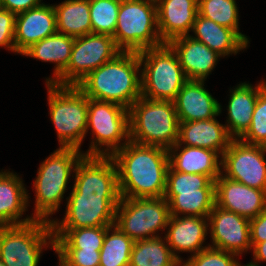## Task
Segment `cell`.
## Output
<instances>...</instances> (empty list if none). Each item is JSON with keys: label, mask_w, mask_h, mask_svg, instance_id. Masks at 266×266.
<instances>
[{"label": "cell", "mask_w": 266, "mask_h": 266, "mask_svg": "<svg viewBox=\"0 0 266 266\" xmlns=\"http://www.w3.org/2000/svg\"><path fill=\"white\" fill-rule=\"evenodd\" d=\"M73 189L67 197L62 221L51 228L111 226L120 201L118 171L111 156H83L76 168Z\"/></svg>", "instance_id": "1"}, {"label": "cell", "mask_w": 266, "mask_h": 266, "mask_svg": "<svg viewBox=\"0 0 266 266\" xmlns=\"http://www.w3.org/2000/svg\"><path fill=\"white\" fill-rule=\"evenodd\" d=\"M118 171L121 198L164 197L168 150L128 141L111 156Z\"/></svg>", "instance_id": "2"}, {"label": "cell", "mask_w": 266, "mask_h": 266, "mask_svg": "<svg viewBox=\"0 0 266 266\" xmlns=\"http://www.w3.org/2000/svg\"><path fill=\"white\" fill-rule=\"evenodd\" d=\"M141 69L138 53L121 51L76 86L90 99L112 102L129 110L141 97Z\"/></svg>", "instance_id": "3"}, {"label": "cell", "mask_w": 266, "mask_h": 266, "mask_svg": "<svg viewBox=\"0 0 266 266\" xmlns=\"http://www.w3.org/2000/svg\"><path fill=\"white\" fill-rule=\"evenodd\" d=\"M83 156L84 153L76 148L59 147L40 164L33 183L36 194L34 214L32 213L34 219L52 221L49 216L58 211L71 172H75Z\"/></svg>", "instance_id": "4"}, {"label": "cell", "mask_w": 266, "mask_h": 266, "mask_svg": "<svg viewBox=\"0 0 266 266\" xmlns=\"http://www.w3.org/2000/svg\"><path fill=\"white\" fill-rule=\"evenodd\" d=\"M129 111L131 141L167 150L177 143L180 122L174 102L141 96Z\"/></svg>", "instance_id": "5"}, {"label": "cell", "mask_w": 266, "mask_h": 266, "mask_svg": "<svg viewBox=\"0 0 266 266\" xmlns=\"http://www.w3.org/2000/svg\"><path fill=\"white\" fill-rule=\"evenodd\" d=\"M50 119L60 148L81 150L87 134L88 97L76 85L47 83Z\"/></svg>", "instance_id": "6"}, {"label": "cell", "mask_w": 266, "mask_h": 266, "mask_svg": "<svg viewBox=\"0 0 266 266\" xmlns=\"http://www.w3.org/2000/svg\"><path fill=\"white\" fill-rule=\"evenodd\" d=\"M141 67V96L174 101L187 78L176 52L168 43L138 53Z\"/></svg>", "instance_id": "7"}, {"label": "cell", "mask_w": 266, "mask_h": 266, "mask_svg": "<svg viewBox=\"0 0 266 266\" xmlns=\"http://www.w3.org/2000/svg\"><path fill=\"white\" fill-rule=\"evenodd\" d=\"M112 37L123 52L139 53L164 44L158 30L157 6L144 0H121Z\"/></svg>", "instance_id": "8"}, {"label": "cell", "mask_w": 266, "mask_h": 266, "mask_svg": "<svg viewBox=\"0 0 266 266\" xmlns=\"http://www.w3.org/2000/svg\"><path fill=\"white\" fill-rule=\"evenodd\" d=\"M43 247L55 250L50 222L0 226V260L6 266H38Z\"/></svg>", "instance_id": "9"}, {"label": "cell", "mask_w": 266, "mask_h": 266, "mask_svg": "<svg viewBox=\"0 0 266 266\" xmlns=\"http://www.w3.org/2000/svg\"><path fill=\"white\" fill-rule=\"evenodd\" d=\"M89 129L93 138L84 155L112 156L130 141V111L112 102L88 98L87 132Z\"/></svg>", "instance_id": "10"}, {"label": "cell", "mask_w": 266, "mask_h": 266, "mask_svg": "<svg viewBox=\"0 0 266 266\" xmlns=\"http://www.w3.org/2000/svg\"><path fill=\"white\" fill-rule=\"evenodd\" d=\"M169 203L164 197L120 198L115 223L133 241L161 236L170 218Z\"/></svg>", "instance_id": "11"}, {"label": "cell", "mask_w": 266, "mask_h": 266, "mask_svg": "<svg viewBox=\"0 0 266 266\" xmlns=\"http://www.w3.org/2000/svg\"><path fill=\"white\" fill-rule=\"evenodd\" d=\"M120 52L110 35L90 33L76 37L70 62L53 84L77 85L90 72L112 60Z\"/></svg>", "instance_id": "12"}, {"label": "cell", "mask_w": 266, "mask_h": 266, "mask_svg": "<svg viewBox=\"0 0 266 266\" xmlns=\"http://www.w3.org/2000/svg\"><path fill=\"white\" fill-rule=\"evenodd\" d=\"M265 153V146L233 139L221 156L222 175L249 187L266 190Z\"/></svg>", "instance_id": "13"}, {"label": "cell", "mask_w": 266, "mask_h": 266, "mask_svg": "<svg viewBox=\"0 0 266 266\" xmlns=\"http://www.w3.org/2000/svg\"><path fill=\"white\" fill-rule=\"evenodd\" d=\"M212 245L217 249L242 255L251 250L250 220L214 205L208 216Z\"/></svg>", "instance_id": "14"}, {"label": "cell", "mask_w": 266, "mask_h": 266, "mask_svg": "<svg viewBox=\"0 0 266 266\" xmlns=\"http://www.w3.org/2000/svg\"><path fill=\"white\" fill-rule=\"evenodd\" d=\"M215 205L250 220L266 209V190L233 181L221 173L215 180Z\"/></svg>", "instance_id": "15"}, {"label": "cell", "mask_w": 266, "mask_h": 266, "mask_svg": "<svg viewBox=\"0 0 266 266\" xmlns=\"http://www.w3.org/2000/svg\"><path fill=\"white\" fill-rule=\"evenodd\" d=\"M165 239L173 255L182 263L180 252H190L195 255L205 248L203 246L208 234V217L175 216L171 215L168 221Z\"/></svg>", "instance_id": "16"}, {"label": "cell", "mask_w": 266, "mask_h": 266, "mask_svg": "<svg viewBox=\"0 0 266 266\" xmlns=\"http://www.w3.org/2000/svg\"><path fill=\"white\" fill-rule=\"evenodd\" d=\"M57 32L53 5L42 4L16 15L15 53L22 54L31 45Z\"/></svg>", "instance_id": "17"}, {"label": "cell", "mask_w": 266, "mask_h": 266, "mask_svg": "<svg viewBox=\"0 0 266 266\" xmlns=\"http://www.w3.org/2000/svg\"><path fill=\"white\" fill-rule=\"evenodd\" d=\"M205 80H187L174 102L179 122L208 120L219 116L221 104L204 88Z\"/></svg>", "instance_id": "18"}, {"label": "cell", "mask_w": 266, "mask_h": 266, "mask_svg": "<svg viewBox=\"0 0 266 266\" xmlns=\"http://www.w3.org/2000/svg\"><path fill=\"white\" fill-rule=\"evenodd\" d=\"M176 52L187 80H205L220 56L190 35L177 37L168 43Z\"/></svg>", "instance_id": "19"}, {"label": "cell", "mask_w": 266, "mask_h": 266, "mask_svg": "<svg viewBox=\"0 0 266 266\" xmlns=\"http://www.w3.org/2000/svg\"><path fill=\"white\" fill-rule=\"evenodd\" d=\"M198 14V0H163L157 6L158 30L163 43L190 35Z\"/></svg>", "instance_id": "20"}, {"label": "cell", "mask_w": 266, "mask_h": 266, "mask_svg": "<svg viewBox=\"0 0 266 266\" xmlns=\"http://www.w3.org/2000/svg\"><path fill=\"white\" fill-rule=\"evenodd\" d=\"M232 140L225 124L219 123L216 117L179 123L177 144L181 146L206 148L222 156Z\"/></svg>", "instance_id": "21"}, {"label": "cell", "mask_w": 266, "mask_h": 266, "mask_svg": "<svg viewBox=\"0 0 266 266\" xmlns=\"http://www.w3.org/2000/svg\"><path fill=\"white\" fill-rule=\"evenodd\" d=\"M264 89V80L256 86L244 82L230 89L225 126L233 139H240L249 129L258 95Z\"/></svg>", "instance_id": "22"}, {"label": "cell", "mask_w": 266, "mask_h": 266, "mask_svg": "<svg viewBox=\"0 0 266 266\" xmlns=\"http://www.w3.org/2000/svg\"><path fill=\"white\" fill-rule=\"evenodd\" d=\"M220 156L210 149L186 145L181 147L177 143L168 150L169 166L174 171L206 175L213 181L222 173Z\"/></svg>", "instance_id": "23"}, {"label": "cell", "mask_w": 266, "mask_h": 266, "mask_svg": "<svg viewBox=\"0 0 266 266\" xmlns=\"http://www.w3.org/2000/svg\"><path fill=\"white\" fill-rule=\"evenodd\" d=\"M7 171V172H6ZM22 178L8 170L0 172V226L27 224L33 216L20 219L29 205Z\"/></svg>", "instance_id": "24"}, {"label": "cell", "mask_w": 266, "mask_h": 266, "mask_svg": "<svg viewBox=\"0 0 266 266\" xmlns=\"http://www.w3.org/2000/svg\"><path fill=\"white\" fill-rule=\"evenodd\" d=\"M192 32L193 39L202 42L211 50L225 57L246 49L248 44L233 30L207 19L199 14L196 16Z\"/></svg>", "instance_id": "25"}, {"label": "cell", "mask_w": 266, "mask_h": 266, "mask_svg": "<svg viewBox=\"0 0 266 266\" xmlns=\"http://www.w3.org/2000/svg\"><path fill=\"white\" fill-rule=\"evenodd\" d=\"M74 40L75 37L56 32L31 45L22 55L41 60L42 62L54 63V76L46 78V84L53 83L70 62Z\"/></svg>", "instance_id": "26"}, {"label": "cell", "mask_w": 266, "mask_h": 266, "mask_svg": "<svg viewBox=\"0 0 266 266\" xmlns=\"http://www.w3.org/2000/svg\"><path fill=\"white\" fill-rule=\"evenodd\" d=\"M53 7L57 32L75 38L92 33L89 0H65Z\"/></svg>", "instance_id": "27"}, {"label": "cell", "mask_w": 266, "mask_h": 266, "mask_svg": "<svg viewBox=\"0 0 266 266\" xmlns=\"http://www.w3.org/2000/svg\"><path fill=\"white\" fill-rule=\"evenodd\" d=\"M162 238L158 236L134 241L129 266H181L165 237Z\"/></svg>", "instance_id": "28"}, {"label": "cell", "mask_w": 266, "mask_h": 266, "mask_svg": "<svg viewBox=\"0 0 266 266\" xmlns=\"http://www.w3.org/2000/svg\"><path fill=\"white\" fill-rule=\"evenodd\" d=\"M107 226L52 228L55 249L101 250Z\"/></svg>", "instance_id": "29"}, {"label": "cell", "mask_w": 266, "mask_h": 266, "mask_svg": "<svg viewBox=\"0 0 266 266\" xmlns=\"http://www.w3.org/2000/svg\"><path fill=\"white\" fill-rule=\"evenodd\" d=\"M133 244L134 241L117 226H107L99 266H129Z\"/></svg>", "instance_id": "30"}, {"label": "cell", "mask_w": 266, "mask_h": 266, "mask_svg": "<svg viewBox=\"0 0 266 266\" xmlns=\"http://www.w3.org/2000/svg\"><path fill=\"white\" fill-rule=\"evenodd\" d=\"M215 205V189L179 192L170 202V215L208 217Z\"/></svg>", "instance_id": "31"}, {"label": "cell", "mask_w": 266, "mask_h": 266, "mask_svg": "<svg viewBox=\"0 0 266 266\" xmlns=\"http://www.w3.org/2000/svg\"><path fill=\"white\" fill-rule=\"evenodd\" d=\"M198 14L219 25L233 29L247 44V36L239 32L236 0H198Z\"/></svg>", "instance_id": "32"}, {"label": "cell", "mask_w": 266, "mask_h": 266, "mask_svg": "<svg viewBox=\"0 0 266 266\" xmlns=\"http://www.w3.org/2000/svg\"><path fill=\"white\" fill-rule=\"evenodd\" d=\"M199 189H215V181L202 174L177 172L169 166L164 194L168 203L179 192H199Z\"/></svg>", "instance_id": "33"}, {"label": "cell", "mask_w": 266, "mask_h": 266, "mask_svg": "<svg viewBox=\"0 0 266 266\" xmlns=\"http://www.w3.org/2000/svg\"><path fill=\"white\" fill-rule=\"evenodd\" d=\"M121 0H89L92 33L113 36Z\"/></svg>", "instance_id": "34"}, {"label": "cell", "mask_w": 266, "mask_h": 266, "mask_svg": "<svg viewBox=\"0 0 266 266\" xmlns=\"http://www.w3.org/2000/svg\"><path fill=\"white\" fill-rule=\"evenodd\" d=\"M240 140L266 147V89L258 95L250 127Z\"/></svg>", "instance_id": "35"}, {"label": "cell", "mask_w": 266, "mask_h": 266, "mask_svg": "<svg viewBox=\"0 0 266 266\" xmlns=\"http://www.w3.org/2000/svg\"><path fill=\"white\" fill-rule=\"evenodd\" d=\"M237 254L214 247H207L201 252L191 255L181 266H235ZM236 258V259H235Z\"/></svg>", "instance_id": "36"}, {"label": "cell", "mask_w": 266, "mask_h": 266, "mask_svg": "<svg viewBox=\"0 0 266 266\" xmlns=\"http://www.w3.org/2000/svg\"><path fill=\"white\" fill-rule=\"evenodd\" d=\"M64 266H99L100 250L55 249Z\"/></svg>", "instance_id": "37"}, {"label": "cell", "mask_w": 266, "mask_h": 266, "mask_svg": "<svg viewBox=\"0 0 266 266\" xmlns=\"http://www.w3.org/2000/svg\"><path fill=\"white\" fill-rule=\"evenodd\" d=\"M16 14L6 9L0 11V47H5L15 53Z\"/></svg>", "instance_id": "38"}, {"label": "cell", "mask_w": 266, "mask_h": 266, "mask_svg": "<svg viewBox=\"0 0 266 266\" xmlns=\"http://www.w3.org/2000/svg\"><path fill=\"white\" fill-rule=\"evenodd\" d=\"M251 247L266 240V209L250 219Z\"/></svg>", "instance_id": "39"}, {"label": "cell", "mask_w": 266, "mask_h": 266, "mask_svg": "<svg viewBox=\"0 0 266 266\" xmlns=\"http://www.w3.org/2000/svg\"><path fill=\"white\" fill-rule=\"evenodd\" d=\"M42 0H1L2 8L14 14L25 12L42 5Z\"/></svg>", "instance_id": "40"}, {"label": "cell", "mask_w": 266, "mask_h": 266, "mask_svg": "<svg viewBox=\"0 0 266 266\" xmlns=\"http://www.w3.org/2000/svg\"><path fill=\"white\" fill-rule=\"evenodd\" d=\"M252 251H253V257H254V261L251 260L250 262L260 266L259 263L262 262H266V240L260 243H256L253 247H252Z\"/></svg>", "instance_id": "41"}, {"label": "cell", "mask_w": 266, "mask_h": 266, "mask_svg": "<svg viewBox=\"0 0 266 266\" xmlns=\"http://www.w3.org/2000/svg\"><path fill=\"white\" fill-rule=\"evenodd\" d=\"M144 1L158 6L163 0H144Z\"/></svg>", "instance_id": "42"}, {"label": "cell", "mask_w": 266, "mask_h": 266, "mask_svg": "<svg viewBox=\"0 0 266 266\" xmlns=\"http://www.w3.org/2000/svg\"><path fill=\"white\" fill-rule=\"evenodd\" d=\"M235 266H257L251 262L247 263L246 265H242L240 262H237V264Z\"/></svg>", "instance_id": "43"}, {"label": "cell", "mask_w": 266, "mask_h": 266, "mask_svg": "<svg viewBox=\"0 0 266 266\" xmlns=\"http://www.w3.org/2000/svg\"><path fill=\"white\" fill-rule=\"evenodd\" d=\"M0 266H6V265L0 260Z\"/></svg>", "instance_id": "44"}, {"label": "cell", "mask_w": 266, "mask_h": 266, "mask_svg": "<svg viewBox=\"0 0 266 266\" xmlns=\"http://www.w3.org/2000/svg\"><path fill=\"white\" fill-rule=\"evenodd\" d=\"M1 9H3V8H2L1 0H0V11H1Z\"/></svg>", "instance_id": "45"}]
</instances>
